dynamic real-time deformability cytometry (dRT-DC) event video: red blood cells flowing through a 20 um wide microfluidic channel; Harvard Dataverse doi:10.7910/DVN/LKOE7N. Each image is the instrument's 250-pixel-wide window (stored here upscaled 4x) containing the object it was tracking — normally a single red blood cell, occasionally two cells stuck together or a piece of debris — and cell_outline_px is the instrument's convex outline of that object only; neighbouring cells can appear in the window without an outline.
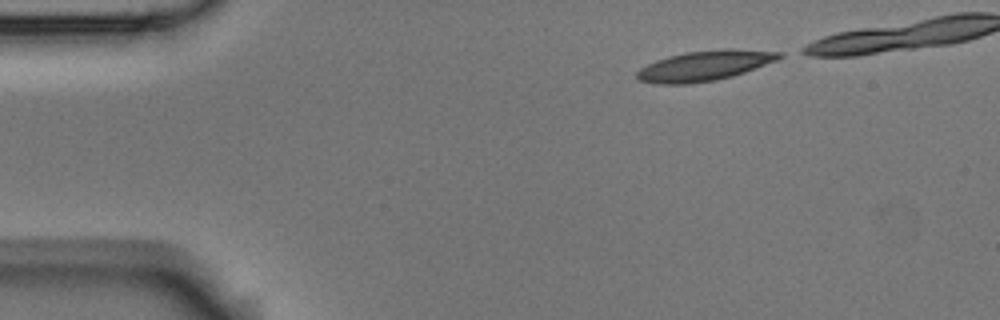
{"species": "Egyptian fruit bat (a non-hibernating species)", "species_latin": "Rousettus aegyptiacus", "temperature_condition": "room temperature", "stored_images_in_passage": 39, "camera_frame_rate_fps": 3000, "um_per_image_px": 0.085, "animal": {"sex": "male"}, "frame": {"image": 1, "passage_image": 1, "time_ms": 0.0, "image_size_px": [1000, 320], "cell_outline_px": [[784, 56], [776, 60], [744, 72], [732, 76], [716, 80], [688, 84], [652, 84], [640, 80], [636, 76], [636, 72], [640, 68], [656, 60], [668, 56], [688, 52], [724, 48], [728, 48], [784, 52]], "centroid_in_image_um": [59.88, 5.58], "position_along_channel_um": 25.1, "area_um2": 24.97}}
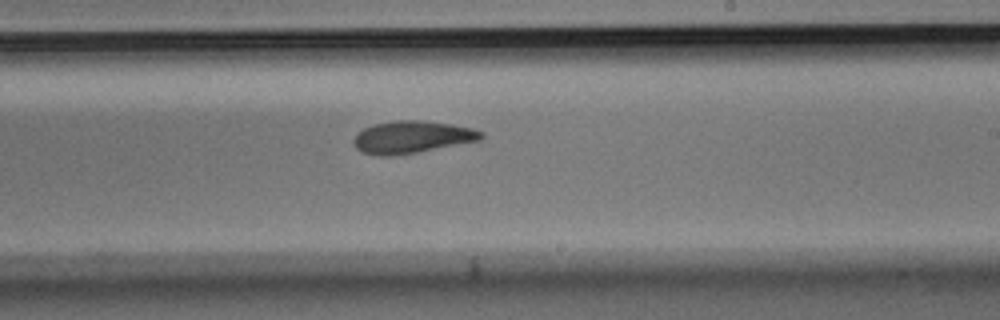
{"frame": {"image": 2, "passage_image": 26, "time_ms": 8.333, "image_size_px": [1000, 320], "cell_outline_px": [[484, 136], [480, 140], [416, 152], [388, 156], [380, 156], [360, 152], [356, 148], [352, 140], [356, 132], [372, 124], [392, 120], [420, 120], [448, 124], [472, 128], [484, 132]], "centroid_in_image_um": [34.95, 11.64], "position_along_channel_um": 254.0, "area_um2": 23.99}}
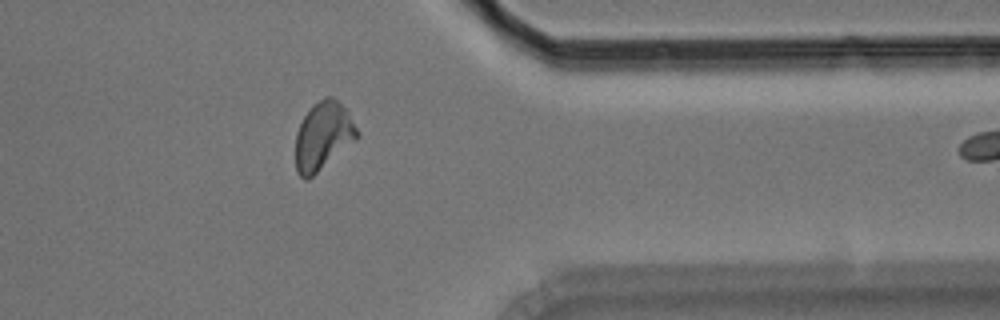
{"frame": {"image": 3, "passage_image": 38, "time_ms": 12.333, "image_size_px": [1000, 320], "cell_outline_px": [[360, 136], [356, 140], [308, 180], [304, 180], [296, 172], [296, 132], [304, 116], [312, 104], [324, 96], [332, 96], [348, 112], [360, 132]], "centroid_in_image_um": [27.46, 11.56], "position_along_channel_um": 383.9, "area_um2": 24.51}}